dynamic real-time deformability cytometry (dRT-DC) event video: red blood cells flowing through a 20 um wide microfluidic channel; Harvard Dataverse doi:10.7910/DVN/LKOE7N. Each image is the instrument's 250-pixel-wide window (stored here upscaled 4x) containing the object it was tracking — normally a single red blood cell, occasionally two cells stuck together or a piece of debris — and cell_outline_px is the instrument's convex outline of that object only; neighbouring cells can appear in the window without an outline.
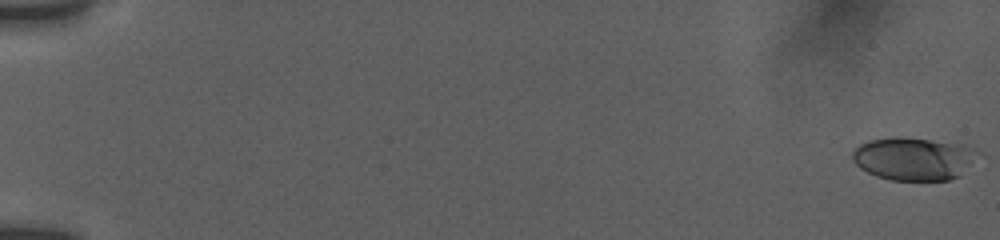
{"species": "human", "species_latin": "Homo sapiens", "temperature_condition": "room temperature", "stored_images_in_passage": 30, "camera_frame_rate_fps": 3000, "um_per_image_px": 0.085, "donor": {"sex": "female"}, "frame": {"image": 1, "passage_image": 1, "time_ms": 0.0, "image_size_px": [1000, 240], "cell_outline_px": [[964, 148], [960, 176], [948, 180], [892, 180], [876, 176], [860, 168], [852, 160], [852, 152], [860, 144], [868, 140], [892, 136], [900, 136], [964, 144]], "centroid_in_image_um": [77.34, 13.48], "position_along_channel_um": 7.7, "area_um2": 29.59}}
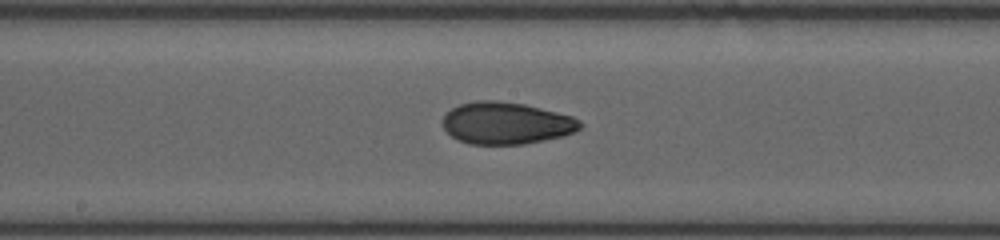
{"frame": {"image": 2, "passage_image": 16, "time_ms": 10.333, "image_size_px": [1000, 240], "cell_outline_px": [[584, 124], [580, 128], [572, 132], [560, 136], [524, 144], [472, 144], [456, 140], [444, 128], [444, 116], [452, 108], [460, 104], [476, 100], [496, 100], [524, 104], [572, 116], [580, 120]], "centroid_in_image_um": [43.02, 10.46], "position_along_channel_um": 205.2, "area_um2": 33.35}}
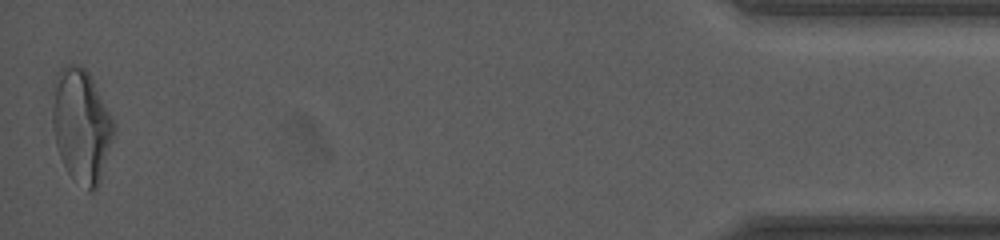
{"frame": {"image": 3, "passage_image": 30, "time_ms": 18.333, "image_size_px": [1000, 240], "cell_outline_px": [[112, 136], [100, 184], [92, 192], [88, 192], [68, 172], [60, 156], [56, 144], [52, 124], [52, 84], [56, 72], [60, 68], [72, 64], [84, 68], [88, 72], [112, 116]], "centroid_in_image_um": [6.87, 10.66], "position_along_channel_um": 428.3, "area_um2": 40.23}, "authors_computed_cell_mechanics": {"area_um2": 32.9171, "velocity_mm_per_s": 3.7759, "shape_relaxation_time_tau1_ms": 9.5319, "shape_relaxation_time_tau2_ms": 1.8468, "deformation_change_tau1": 0.2446, "deformation_change_tau2": 0.0709}}